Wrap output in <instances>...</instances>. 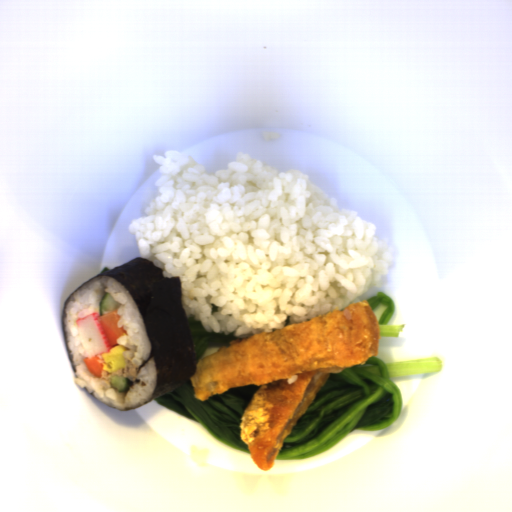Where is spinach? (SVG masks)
<instances>
[{
    "instance_id": "obj_1",
    "label": "spinach",
    "mask_w": 512,
    "mask_h": 512,
    "mask_svg": "<svg viewBox=\"0 0 512 512\" xmlns=\"http://www.w3.org/2000/svg\"><path fill=\"white\" fill-rule=\"evenodd\" d=\"M441 359L383 361L373 357L329 374L299 418L275 461H298L326 452L355 431L386 430L401 410L392 378L440 372Z\"/></svg>"
},
{
    "instance_id": "obj_2",
    "label": "spinach",
    "mask_w": 512,
    "mask_h": 512,
    "mask_svg": "<svg viewBox=\"0 0 512 512\" xmlns=\"http://www.w3.org/2000/svg\"><path fill=\"white\" fill-rule=\"evenodd\" d=\"M260 386L231 388L206 401L195 398L190 378L173 391L155 397L154 401L197 423L225 447L249 454L241 439L239 423L248 404Z\"/></svg>"
},
{
    "instance_id": "obj_3",
    "label": "spinach",
    "mask_w": 512,
    "mask_h": 512,
    "mask_svg": "<svg viewBox=\"0 0 512 512\" xmlns=\"http://www.w3.org/2000/svg\"><path fill=\"white\" fill-rule=\"evenodd\" d=\"M370 305L372 306L373 312L376 310V308L380 305L385 306V311L382 315V317L379 319L378 323V329H379V336H385V337H399L402 333L405 324H398L394 326H389V320L394 312L395 302L394 299L386 295L385 293L378 292L375 295H372L367 300Z\"/></svg>"
},
{
    "instance_id": "obj_4",
    "label": "spinach",
    "mask_w": 512,
    "mask_h": 512,
    "mask_svg": "<svg viewBox=\"0 0 512 512\" xmlns=\"http://www.w3.org/2000/svg\"><path fill=\"white\" fill-rule=\"evenodd\" d=\"M190 331L192 344L195 352L196 363L202 359L207 347L218 336L216 333H209L201 320L186 318Z\"/></svg>"
}]
</instances>
